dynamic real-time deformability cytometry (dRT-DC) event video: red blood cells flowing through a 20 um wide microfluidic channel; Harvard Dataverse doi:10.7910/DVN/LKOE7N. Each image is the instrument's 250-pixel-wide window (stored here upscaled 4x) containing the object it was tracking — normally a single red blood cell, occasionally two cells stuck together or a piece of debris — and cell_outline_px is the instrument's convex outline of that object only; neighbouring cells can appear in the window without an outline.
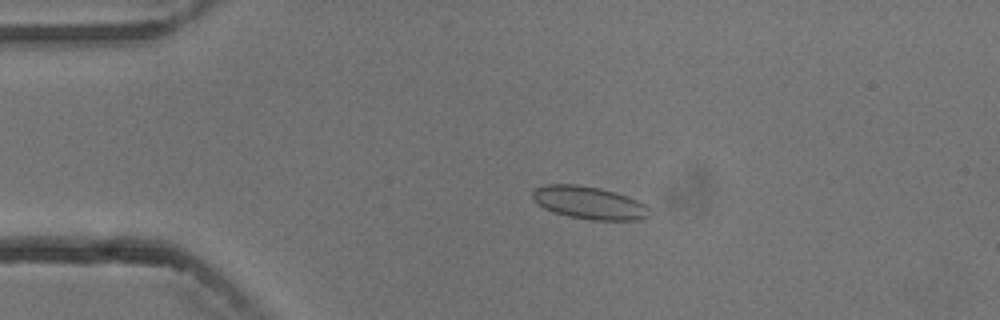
{"species": "common noctule bat (a hibernating species)", "species_latin": "Nyctalus noctula", "temperature_condition": "cold", "stored_images_in_passage": 4, "camera_frame_rate_fps": 3000, "um_per_image_px": 0.085, "animal": {"sex": "male", "body_mass_g": 13.3}, "frame": {"image": 1, "passage_image": 3, "time_ms": 2.333, "image_size_px": [1000, 320], "cell_outline_px": [[648, 216], [644, 220], [588, 220], [568, 216], [552, 212], [544, 208], [532, 196], [532, 192], [536, 188], [544, 184], [576, 184], [600, 188], [616, 192], [628, 196], [644, 204], [648, 208]], "centroid_in_image_um": [50.08, 17.24], "position_along_channel_um": 34.9, "area_um2": 22.31}}